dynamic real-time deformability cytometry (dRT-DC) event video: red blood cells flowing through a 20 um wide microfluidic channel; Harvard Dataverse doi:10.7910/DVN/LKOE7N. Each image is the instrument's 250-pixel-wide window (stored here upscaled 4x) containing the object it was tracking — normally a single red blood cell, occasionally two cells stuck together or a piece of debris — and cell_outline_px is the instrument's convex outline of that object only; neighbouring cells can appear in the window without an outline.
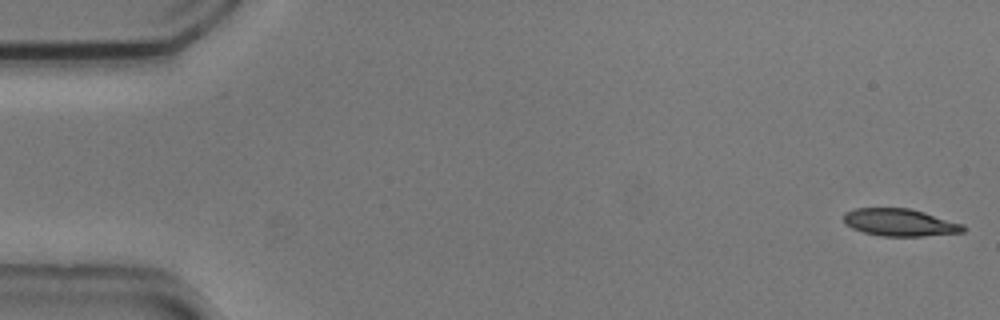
{"species": "common noctule bat (a hibernating species)", "species_latin": "Nyctalus noctula", "temperature_condition": "cold", "stored_images_in_passage": 54, "camera_frame_rate_fps": 3000, "um_per_image_px": 0.085, "animal": {"sex": "male", "body_mass_g": 20.5, "forearm_length_mm": 52.5}, "frame": {"image": 1, "passage_image": 1, "time_ms": 0.0, "image_size_px": [1000, 320], "cell_outline_px": [[968, 228], [964, 232], [924, 236], [880, 236], [864, 232], [852, 228], [844, 224], [844, 212], [856, 208], [908, 208], [924, 212], [964, 224]], "centroid_in_image_um": [76.5, 18.91], "position_along_channel_um": 8.5, "area_um2": 19.19}}
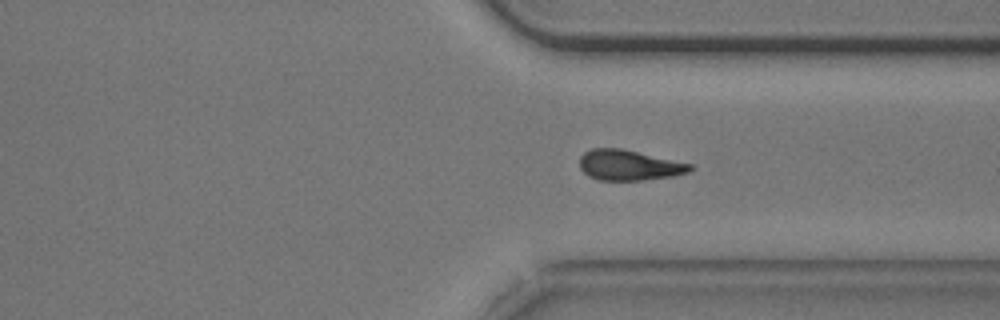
{"frame": {"image": 2, "passage_image": 40, "time_ms": 13.0, "image_size_px": [1000, 320], "cell_outline_px": [[696, 168], [688, 172], [672, 176], [640, 180], [596, 180], [588, 176], [580, 168], [580, 156], [584, 152], [592, 148], [620, 148], [692, 164]], "centroid_in_image_um": [53.45, 14.04], "position_along_channel_um": 358.0, "area_um2": 19.54}}
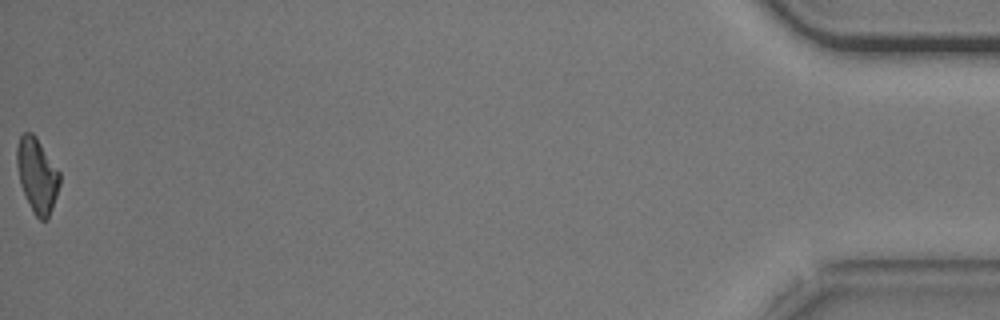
{"frame": {"image": 3, "passage_image": 54, "time_ms": 17.667, "image_size_px": [1000, 320], "cell_outline_px": [[60, 184], [48, 220], [40, 220], [32, 212], [20, 184], [16, 164], [16, 148], [20, 136], [24, 132], [32, 132], [36, 136], [60, 172]], "centroid_in_image_um": [3.14, 14.89], "position_along_channel_um": 432.1, "area_um2": 18.73}, "authors_computed_cell_mechanics": {"area_um2": 19.7387, "velocity_mm_per_s": 3.728, "shape_relaxation_time_tau1_ms": 3.3646, "shape_relaxation_time_tau2_ms": null, "deformation_change_tau1": 0.1264, "deformation_change_tau2": null}}